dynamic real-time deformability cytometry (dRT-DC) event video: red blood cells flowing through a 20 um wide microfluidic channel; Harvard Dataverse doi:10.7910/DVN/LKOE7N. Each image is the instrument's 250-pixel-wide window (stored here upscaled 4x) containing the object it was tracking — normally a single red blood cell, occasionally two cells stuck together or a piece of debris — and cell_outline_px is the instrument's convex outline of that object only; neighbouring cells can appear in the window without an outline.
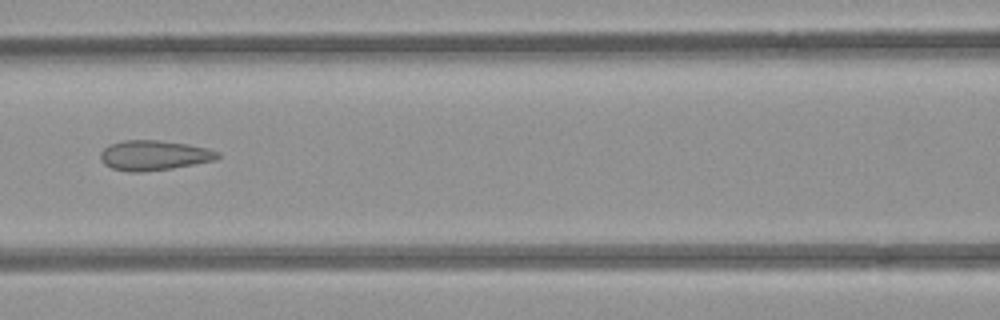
{"species": "common noctule bat (a hibernating species)", "species_latin": "Nyctalus noctula", "temperature_condition": "room temperature", "stored_images_in_passage": 5, "camera_frame_rate_fps": 3000, "um_per_image_px": 0.085, "animal": {"sex": "female", "body_mass_g": 21.9}, "frame": {"image": 1, "passage_image": 4, "time_ms": 3.667, "image_size_px": [1000, 320], "cell_outline_px": [[220, 156], [216, 160], [172, 168], [140, 172], [132, 172], [112, 168], [104, 164], [100, 160], [100, 152], [104, 148], [112, 144], [124, 140], [156, 140], [188, 144], [208, 148], [220, 152]], "centroid_in_image_um": [13.1, 13.2], "position_along_channel_um": 153.5, "area_um2": 20.4}}
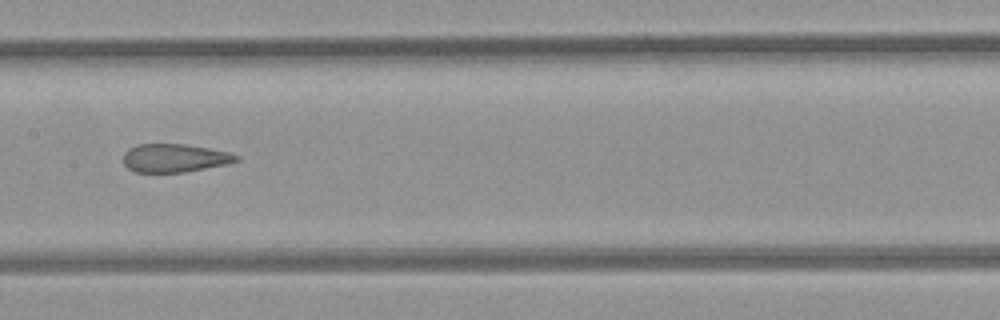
{"frame": {"image": 2, "passage_image": 5, "time_ms": 4.667, "image_size_px": [1000, 320], "cell_outline_px": [[240, 160], [224, 164], [184, 172], [136, 172], [128, 168], [124, 164], [124, 152], [128, 148], [136, 144], [184, 144], [208, 148], [228, 152], [240, 156]], "centroid_in_image_um": [14.81, 13.42], "position_along_channel_um": 192.6, "area_um2": 18.5}}